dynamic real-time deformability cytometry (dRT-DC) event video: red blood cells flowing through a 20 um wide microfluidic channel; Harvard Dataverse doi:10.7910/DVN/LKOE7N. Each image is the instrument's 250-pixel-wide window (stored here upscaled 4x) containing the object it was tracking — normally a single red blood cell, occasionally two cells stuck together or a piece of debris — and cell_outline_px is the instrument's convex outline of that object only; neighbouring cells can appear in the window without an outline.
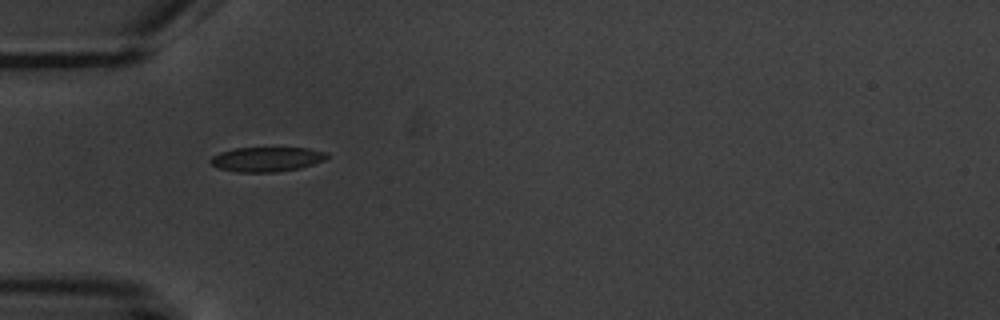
{"species": "common noctule bat (a hibernating species)", "species_latin": "Nyctalus noctula", "temperature_condition": "warm", "stored_images_in_passage": 2, "camera_frame_rate_fps": 3000, "um_per_image_px": 0.085, "animal": {"sex": "male", "body_mass_g": 20.1, "forearm_length_mm": 53.5}, "frame": {"image": 1, "passage_image": 1, "time_ms": 0.0, "image_size_px": [1000, 320], "cell_outline_px": [[328, 156], [324, 160], [300, 168], [276, 172], [236, 172], [216, 168], [208, 160], [212, 156], [220, 152], [236, 148], [308, 148], [324, 152]], "centroid_in_image_um": [22.61, 13.54], "position_along_channel_um": 62.4, "area_um2": 16.65}}